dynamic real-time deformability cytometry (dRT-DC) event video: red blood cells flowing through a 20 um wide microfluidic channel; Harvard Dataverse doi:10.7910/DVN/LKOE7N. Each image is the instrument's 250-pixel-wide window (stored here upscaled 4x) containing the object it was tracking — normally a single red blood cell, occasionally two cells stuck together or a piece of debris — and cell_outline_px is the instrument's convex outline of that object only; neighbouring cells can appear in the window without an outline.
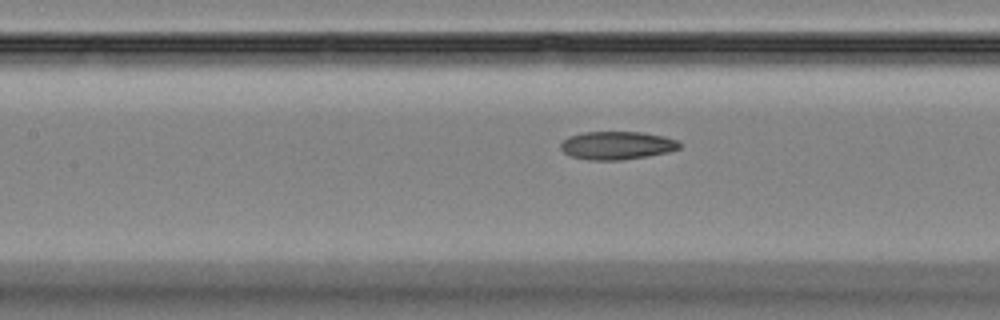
{"species": "Egyptian fruit bat (a non-hibernating species)", "species_latin": "Rousettus aegyptiacus", "temperature_condition": "room temperature", "stored_images_in_passage": 48, "camera_frame_rate_fps": 3000, "um_per_image_px": 0.085, "animal": {"sex": "female"}, "frame": {"image": 1, "passage_image": 21, "time_ms": 6.667, "image_size_px": [1000, 320], "cell_outline_px": [[684, 144], [680, 148], [668, 152], [648, 156], [620, 160], [588, 160], [572, 156], [564, 152], [560, 148], [560, 144], [568, 136], [584, 132], [644, 132], [664, 136], [676, 140]], "centroid_in_image_um": [52.47, 12.36], "position_along_channel_um": 154.9, "area_um2": 19.59}}
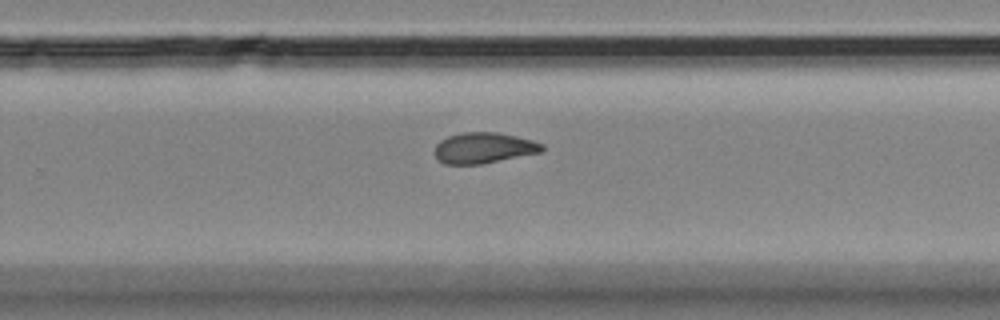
{"frame": {"image": 2, "passage_image": 31, "time_ms": 10.0, "image_size_px": [1000, 320], "cell_outline_px": [[544, 148], [540, 152], [484, 164], [444, 164], [432, 152], [436, 144], [440, 140], [448, 136], [464, 132], [496, 132], [516, 136], [532, 140], [544, 144]], "centroid_in_image_um": [41.09, 12.57], "position_along_channel_um": 288.7, "area_um2": 19.36}}
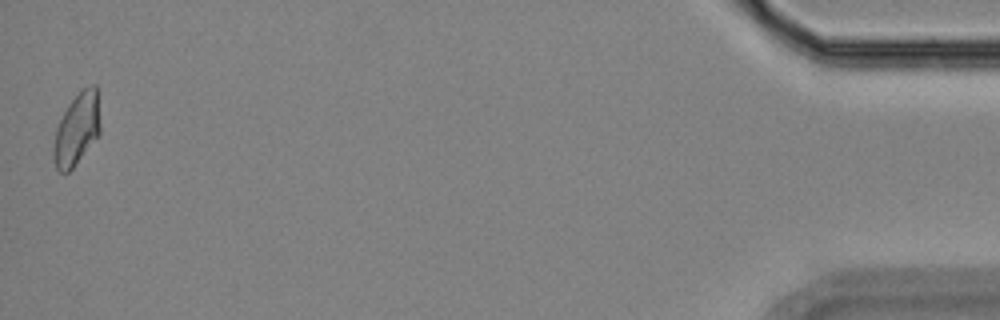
{"frame": {"image": 3, "passage_image": 48, "time_ms": 15.667, "image_size_px": [1000, 320], "cell_outline_px": [[100, 132], [72, 168], [68, 172], [60, 172], [56, 168], [52, 156], [52, 148], [56, 128], [68, 104], [84, 88], [92, 84], [96, 84], [100, 124]], "centroid_in_image_um": [6.5, 10.99], "position_along_channel_um": 428.7, "area_um2": 19.25}}